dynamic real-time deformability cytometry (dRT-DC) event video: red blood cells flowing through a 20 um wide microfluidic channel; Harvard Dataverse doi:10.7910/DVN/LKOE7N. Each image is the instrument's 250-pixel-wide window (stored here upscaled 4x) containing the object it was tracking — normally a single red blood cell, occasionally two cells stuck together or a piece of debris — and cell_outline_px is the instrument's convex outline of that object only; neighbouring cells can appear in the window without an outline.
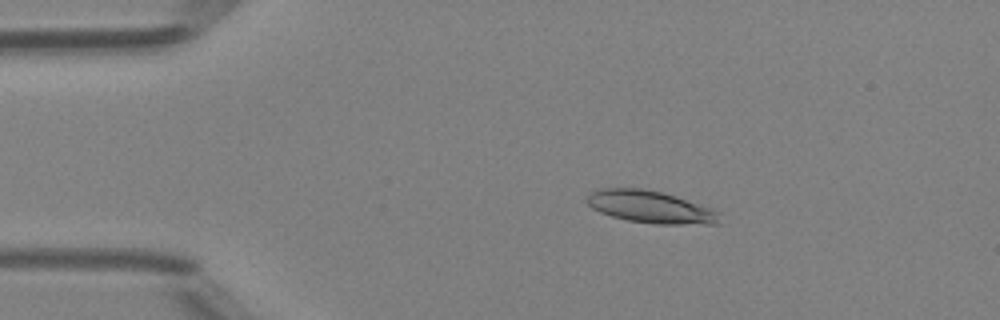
{"species": "Egyptian fruit bat (a non-hibernating species)", "species_latin": "Rousettus aegyptiacus", "temperature_condition": "room temperature", "stored_images_in_passage": 4, "camera_frame_rate_fps": 3000, "um_per_image_px": 0.085, "animal": {"sex": "female"}, "frame": {"image": 1, "passage_image": 2, "time_ms": 1.0, "image_size_px": [1000, 320], "cell_outline_px": [[720, 212], [716, 224], [656, 224], [628, 220], [612, 216], [600, 212], [592, 208], [584, 200], [592, 192], [600, 188], [640, 188], [660, 192], [712, 208]], "centroid_in_image_um": [55.26, 17.59], "position_along_channel_um": 29.7, "area_um2": 24.62}}